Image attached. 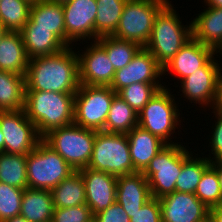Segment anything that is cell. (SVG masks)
<instances>
[{
    "label": "cell",
    "mask_w": 222,
    "mask_h": 222,
    "mask_svg": "<svg viewBox=\"0 0 222 222\" xmlns=\"http://www.w3.org/2000/svg\"><path fill=\"white\" fill-rule=\"evenodd\" d=\"M72 49L73 45L56 54L29 59L25 90L76 93L80 87L79 59Z\"/></svg>",
    "instance_id": "cell-1"
},
{
    "label": "cell",
    "mask_w": 222,
    "mask_h": 222,
    "mask_svg": "<svg viewBox=\"0 0 222 222\" xmlns=\"http://www.w3.org/2000/svg\"><path fill=\"white\" fill-rule=\"evenodd\" d=\"M75 93L25 90L24 111L41 138L51 130L73 124Z\"/></svg>",
    "instance_id": "cell-2"
},
{
    "label": "cell",
    "mask_w": 222,
    "mask_h": 222,
    "mask_svg": "<svg viewBox=\"0 0 222 222\" xmlns=\"http://www.w3.org/2000/svg\"><path fill=\"white\" fill-rule=\"evenodd\" d=\"M174 8L169 1L158 12L145 46L162 67L192 38V22L183 25Z\"/></svg>",
    "instance_id": "cell-3"
},
{
    "label": "cell",
    "mask_w": 222,
    "mask_h": 222,
    "mask_svg": "<svg viewBox=\"0 0 222 222\" xmlns=\"http://www.w3.org/2000/svg\"><path fill=\"white\" fill-rule=\"evenodd\" d=\"M96 131L76 124L51 130L42 139L52 147L72 168L79 171L88 167Z\"/></svg>",
    "instance_id": "cell-4"
},
{
    "label": "cell",
    "mask_w": 222,
    "mask_h": 222,
    "mask_svg": "<svg viewBox=\"0 0 222 222\" xmlns=\"http://www.w3.org/2000/svg\"><path fill=\"white\" fill-rule=\"evenodd\" d=\"M28 188L52 190L71 175L73 168L43 139L27 154Z\"/></svg>",
    "instance_id": "cell-5"
},
{
    "label": "cell",
    "mask_w": 222,
    "mask_h": 222,
    "mask_svg": "<svg viewBox=\"0 0 222 222\" xmlns=\"http://www.w3.org/2000/svg\"><path fill=\"white\" fill-rule=\"evenodd\" d=\"M175 100L169 88L159 89L139 112L138 126L159 137L166 144H175L171 137L182 122L179 112L181 110Z\"/></svg>",
    "instance_id": "cell-6"
},
{
    "label": "cell",
    "mask_w": 222,
    "mask_h": 222,
    "mask_svg": "<svg viewBox=\"0 0 222 222\" xmlns=\"http://www.w3.org/2000/svg\"><path fill=\"white\" fill-rule=\"evenodd\" d=\"M88 168L115 176L136 173L131 161L127 135L96 131Z\"/></svg>",
    "instance_id": "cell-7"
},
{
    "label": "cell",
    "mask_w": 222,
    "mask_h": 222,
    "mask_svg": "<svg viewBox=\"0 0 222 222\" xmlns=\"http://www.w3.org/2000/svg\"><path fill=\"white\" fill-rule=\"evenodd\" d=\"M170 0H127L118 27L112 36L145 47L155 16Z\"/></svg>",
    "instance_id": "cell-8"
},
{
    "label": "cell",
    "mask_w": 222,
    "mask_h": 222,
    "mask_svg": "<svg viewBox=\"0 0 222 222\" xmlns=\"http://www.w3.org/2000/svg\"><path fill=\"white\" fill-rule=\"evenodd\" d=\"M110 86L80 84L74 98V124L103 131L114 96Z\"/></svg>",
    "instance_id": "cell-9"
},
{
    "label": "cell",
    "mask_w": 222,
    "mask_h": 222,
    "mask_svg": "<svg viewBox=\"0 0 222 222\" xmlns=\"http://www.w3.org/2000/svg\"><path fill=\"white\" fill-rule=\"evenodd\" d=\"M184 146L178 142L167 144L142 172L148 181L153 198L171 194L184 164Z\"/></svg>",
    "instance_id": "cell-10"
},
{
    "label": "cell",
    "mask_w": 222,
    "mask_h": 222,
    "mask_svg": "<svg viewBox=\"0 0 222 222\" xmlns=\"http://www.w3.org/2000/svg\"><path fill=\"white\" fill-rule=\"evenodd\" d=\"M0 130L4 135V152L27 155L42 139L24 109L0 111Z\"/></svg>",
    "instance_id": "cell-11"
},
{
    "label": "cell",
    "mask_w": 222,
    "mask_h": 222,
    "mask_svg": "<svg viewBox=\"0 0 222 222\" xmlns=\"http://www.w3.org/2000/svg\"><path fill=\"white\" fill-rule=\"evenodd\" d=\"M215 58L213 56L202 68L180 81L183 96L190 103L202 105L201 108L213 109L217 104L222 68Z\"/></svg>",
    "instance_id": "cell-12"
},
{
    "label": "cell",
    "mask_w": 222,
    "mask_h": 222,
    "mask_svg": "<svg viewBox=\"0 0 222 222\" xmlns=\"http://www.w3.org/2000/svg\"><path fill=\"white\" fill-rule=\"evenodd\" d=\"M65 19V46L76 41H95L96 0H71L62 5ZM73 42V43H72Z\"/></svg>",
    "instance_id": "cell-13"
},
{
    "label": "cell",
    "mask_w": 222,
    "mask_h": 222,
    "mask_svg": "<svg viewBox=\"0 0 222 222\" xmlns=\"http://www.w3.org/2000/svg\"><path fill=\"white\" fill-rule=\"evenodd\" d=\"M162 76L163 67L142 47L127 66L115 71L110 87L118 93L122 88L134 83H160Z\"/></svg>",
    "instance_id": "cell-14"
},
{
    "label": "cell",
    "mask_w": 222,
    "mask_h": 222,
    "mask_svg": "<svg viewBox=\"0 0 222 222\" xmlns=\"http://www.w3.org/2000/svg\"><path fill=\"white\" fill-rule=\"evenodd\" d=\"M162 222H208L209 211L192 193L174 191L159 199Z\"/></svg>",
    "instance_id": "cell-15"
},
{
    "label": "cell",
    "mask_w": 222,
    "mask_h": 222,
    "mask_svg": "<svg viewBox=\"0 0 222 222\" xmlns=\"http://www.w3.org/2000/svg\"><path fill=\"white\" fill-rule=\"evenodd\" d=\"M84 48L83 53L77 51L80 84L110 86L115 69L106 51L96 41Z\"/></svg>",
    "instance_id": "cell-16"
},
{
    "label": "cell",
    "mask_w": 222,
    "mask_h": 222,
    "mask_svg": "<svg viewBox=\"0 0 222 222\" xmlns=\"http://www.w3.org/2000/svg\"><path fill=\"white\" fill-rule=\"evenodd\" d=\"M79 172L85 184L86 204L93 216L116 202L117 176L88 167Z\"/></svg>",
    "instance_id": "cell-17"
},
{
    "label": "cell",
    "mask_w": 222,
    "mask_h": 222,
    "mask_svg": "<svg viewBox=\"0 0 222 222\" xmlns=\"http://www.w3.org/2000/svg\"><path fill=\"white\" fill-rule=\"evenodd\" d=\"M217 52L193 37L163 66V75L176 74L181 81L202 68ZM171 72V73H169Z\"/></svg>",
    "instance_id": "cell-18"
},
{
    "label": "cell",
    "mask_w": 222,
    "mask_h": 222,
    "mask_svg": "<svg viewBox=\"0 0 222 222\" xmlns=\"http://www.w3.org/2000/svg\"><path fill=\"white\" fill-rule=\"evenodd\" d=\"M151 198L148 181L142 172L117 176L116 202L129 218Z\"/></svg>",
    "instance_id": "cell-19"
},
{
    "label": "cell",
    "mask_w": 222,
    "mask_h": 222,
    "mask_svg": "<svg viewBox=\"0 0 222 222\" xmlns=\"http://www.w3.org/2000/svg\"><path fill=\"white\" fill-rule=\"evenodd\" d=\"M126 135L131 161L137 172H143L150 161L167 145L159 137L140 126L134 127Z\"/></svg>",
    "instance_id": "cell-20"
},
{
    "label": "cell",
    "mask_w": 222,
    "mask_h": 222,
    "mask_svg": "<svg viewBox=\"0 0 222 222\" xmlns=\"http://www.w3.org/2000/svg\"><path fill=\"white\" fill-rule=\"evenodd\" d=\"M192 22V37L222 53V8L207 6Z\"/></svg>",
    "instance_id": "cell-21"
},
{
    "label": "cell",
    "mask_w": 222,
    "mask_h": 222,
    "mask_svg": "<svg viewBox=\"0 0 222 222\" xmlns=\"http://www.w3.org/2000/svg\"><path fill=\"white\" fill-rule=\"evenodd\" d=\"M23 28L50 29L65 45V19L63 6L49 0H43L31 6L30 17Z\"/></svg>",
    "instance_id": "cell-22"
},
{
    "label": "cell",
    "mask_w": 222,
    "mask_h": 222,
    "mask_svg": "<svg viewBox=\"0 0 222 222\" xmlns=\"http://www.w3.org/2000/svg\"><path fill=\"white\" fill-rule=\"evenodd\" d=\"M28 63L21 33L8 31L0 39V71L26 75Z\"/></svg>",
    "instance_id": "cell-23"
},
{
    "label": "cell",
    "mask_w": 222,
    "mask_h": 222,
    "mask_svg": "<svg viewBox=\"0 0 222 222\" xmlns=\"http://www.w3.org/2000/svg\"><path fill=\"white\" fill-rule=\"evenodd\" d=\"M53 211L51 190L24 189L20 215L28 222H51Z\"/></svg>",
    "instance_id": "cell-24"
},
{
    "label": "cell",
    "mask_w": 222,
    "mask_h": 222,
    "mask_svg": "<svg viewBox=\"0 0 222 222\" xmlns=\"http://www.w3.org/2000/svg\"><path fill=\"white\" fill-rule=\"evenodd\" d=\"M19 32L21 33L29 59L56 54L66 48V46L50 32V29L22 28Z\"/></svg>",
    "instance_id": "cell-25"
},
{
    "label": "cell",
    "mask_w": 222,
    "mask_h": 222,
    "mask_svg": "<svg viewBox=\"0 0 222 222\" xmlns=\"http://www.w3.org/2000/svg\"><path fill=\"white\" fill-rule=\"evenodd\" d=\"M54 208H70L86 204L84 180L79 171L61 181L51 190Z\"/></svg>",
    "instance_id": "cell-26"
},
{
    "label": "cell",
    "mask_w": 222,
    "mask_h": 222,
    "mask_svg": "<svg viewBox=\"0 0 222 222\" xmlns=\"http://www.w3.org/2000/svg\"><path fill=\"white\" fill-rule=\"evenodd\" d=\"M25 88V75L0 71V111L23 109Z\"/></svg>",
    "instance_id": "cell-27"
},
{
    "label": "cell",
    "mask_w": 222,
    "mask_h": 222,
    "mask_svg": "<svg viewBox=\"0 0 222 222\" xmlns=\"http://www.w3.org/2000/svg\"><path fill=\"white\" fill-rule=\"evenodd\" d=\"M189 149L184 147V164L182 165L180 175L177 178L175 191L195 194L197 185L200 182L204 171L211 165L207 157H195Z\"/></svg>",
    "instance_id": "cell-28"
},
{
    "label": "cell",
    "mask_w": 222,
    "mask_h": 222,
    "mask_svg": "<svg viewBox=\"0 0 222 222\" xmlns=\"http://www.w3.org/2000/svg\"><path fill=\"white\" fill-rule=\"evenodd\" d=\"M95 41L116 31L127 0H96Z\"/></svg>",
    "instance_id": "cell-29"
},
{
    "label": "cell",
    "mask_w": 222,
    "mask_h": 222,
    "mask_svg": "<svg viewBox=\"0 0 222 222\" xmlns=\"http://www.w3.org/2000/svg\"><path fill=\"white\" fill-rule=\"evenodd\" d=\"M136 126H138V114L116 94L108 112L103 131L127 134Z\"/></svg>",
    "instance_id": "cell-30"
},
{
    "label": "cell",
    "mask_w": 222,
    "mask_h": 222,
    "mask_svg": "<svg viewBox=\"0 0 222 222\" xmlns=\"http://www.w3.org/2000/svg\"><path fill=\"white\" fill-rule=\"evenodd\" d=\"M27 155L0 151V182L20 189L28 188Z\"/></svg>",
    "instance_id": "cell-31"
},
{
    "label": "cell",
    "mask_w": 222,
    "mask_h": 222,
    "mask_svg": "<svg viewBox=\"0 0 222 222\" xmlns=\"http://www.w3.org/2000/svg\"><path fill=\"white\" fill-rule=\"evenodd\" d=\"M96 42L106 51L115 71L127 66L142 48L139 44L114 36H103Z\"/></svg>",
    "instance_id": "cell-32"
},
{
    "label": "cell",
    "mask_w": 222,
    "mask_h": 222,
    "mask_svg": "<svg viewBox=\"0 0 222 222\" xmlns=\"http://www.w3.org/2000/svg\"><path fill=\"white\" fill-rule=\"evenodd\" d=\"M31 5L23 0H0V21L8 31H20L30 17Z\"/></svg>",
    "instance_id": "cell-33"
},
{
    "label": "cell",
    "mask_w": 222,
    "mask_h": 222,
    "mask_svg": "<svg viewBox=\"0 0 222 222\" xmlns=\"http://www.w3.org/2000/svg\"><path fill=\"white\" fill-rule=\"evenodd\" d=\"M195 195L209 209L222 204L219 178L211 165L202 174Z\"/></svg>",
    "instance_id": "cell-34"
},
{
    "label": "cell",
    "mask_w": 222,
    "mask_h": 222,
    "mask_svg": "<svg viewBox=\"0 0 222 222\" xmlns=\"http://www.w3.org/2000/svg\"><path fill=\"white\" fill-rule=\"evenodd\" d=\"M163 87L165 86L161 83H134L122 88L117 95L139 114L148 101Z\"/></svg>",
    "instance_id": "cell-35"
},
{
    "label": "cell",
    "mask_w": 222,
    "mask_h": 222,
    "mask_svg": "<svg viewBox=\"0 0 222 222\" xmlns=\"http://www.w3.org/2000/svg\"><path fill=\"white\" fill-rule=\"evenodd\" d=\"M23 192L24 189L0 182V222L20 215Z\"/></svg>",
    "instance_id": "cell-36"
},
{
    "label": "cell",
    "mask_w": 222,
    "mask_h": 222,
    "mask_svg": "<svg viewBox=\"0 0 222 222\" xmlns=\"http://www.w3.org/2000/svg\"><path fill=\"white\" fill-rule=\"evenodd\" d=\"M94 216L87 204L70 208H54L51 222H93Z\"/></svg>",
    "instance_id": "cell-37"
},
{
    "label": "cell",
    "mask_w": 222,
    "mask_h": 222,
    "mask_svg": "<svg viewBox=\"0 0 222 222\" xmlns=\"http://www.w3.org/2000/svg\"><path fill=\"white\" fill-rule=\"evenodd\" d=\"M130 222H162L159 199L152 197L140 210L131 214Z\"/></svg>",
    "instance_id": "cell-38"
},
{
    "label": "cell",
    "mask_w": 222,
    "mask_h": 222,
    "mask_svg": "<svg viewBox=\"0 0 222 222\" xmlns=\"http://www.w3.org/2000/svg\"><path fill=\"white\" fill-rule=\"evenodd\" d=\"M215 115V119H217L215 121V125H212V130L211 131V138H210V142H209V146H211V151L210 153H212L213 157L211 156V154L209 153V157H207L210 161H214V160H222V112H220L219 110L213 108V112ZM212 157V159H211Z\"/></svg>",
    "instance_id": "cell-39"
},
{
    "label": "cell",
    "mask_w": 222,
    "mask_h": 222,
    "mask_svg": "<svg viewBox=\"0 0 222 222\" xmlns=\"http://www.w3.org/2000/svg\"><path fill=\"white\" fill-rule=\"evenodd\" d=\"M93 222H130V218L117 202L94 216Z\"/></svg>",
    "instance_id": "cell-40"
},
{
    "label": "cell",
    "mask_w": 222,
    "mask_h": 222,
    "mask_svg": "<svg viewBox=\"0 0 222 222\" xmlns=\"http://www.w3.org/2000/svg\"><path fill=\"white\" fill-rule=\"evenodd\" d=\"M209 221L210 222H222V204L210 209Z\"/></svg>",
    "instance_id": "cell-41"
},
{
    "label": "cell",
    "mask_w": 222,
    "mask_h": 222,
    "mask_svg": "<svg viewBox=\"0 0 222 222\" xmlns=\"http://www.w3.org/2000/svg\"><path fill=\"white\" fill-rule=\"evenodd\" d=\"M211 166L216 170L218 178H219V183H220V189L222 192V160H214L211 161Z\"/></svg>",
    "instance_id": "cell-42"
},
{
    "label": "cell",
    "mask_w": 222,
    "mask_h": 222,
    "mask_svg": "<svg viewBox=\"0 0 222 222\" xmlns=\"http://www.w3.org/2000/svg\"><path fill=\"white\" fill-rule=\"evenodd\" d=\"M215 109L222 112V72H221L220 80H219V94H218V100H217Z\"/></svg>",
    "instance_id": "cell-43"
},
{
    "label": "cell",
    "mask_w": 222,
    "mask_h": 222,
    "mask_svg": "<svg viewBox=\"0 0 222 222\" xmlns=\"http://www.w3.org/2000/svg\"><path fill=\"white\" fill-rule=\"evenodd\" d=\"M205 6L222 8V0H204Z\"/></svg>",
    "instance_id": "cell-44"
},
{
    "label": "cell",
    "mask_w": 222,
    "mask_h": 222,
    "mask_svg": "<svg viewBox=\"0 0 222 222\" xmlns=\"http://www.w3.org/2000/svg\"><path fill=\"white\" fill-rule=\"evenodd\" d=\"M4 222H28L23 216L18 215L13 218L7 219Z\"/></svg>",
    "instance_id": "cell-45"
},
{
    "label": "cell",
    "mask_w": 222,
    "mask_h": 222,
    "mask_svg": "<svg viewBox=\"0 0 222 222\" xmlns=\"http://www.w3.org/2000/svg\"><path fill=\"white\" fill-rule=\"evenodd\" d=\"M8 32L4 25L0 21V39Z\"/></svg>",
    "instance_id": "cell-46"
},
{
    "label": "cell",
    "mask_w": 222,
    "mask_h": 222,
    "mask_svg": "<svg viewBox=\"0 0 222 222\" xmlns=\"http://www.w3.org/2000/svg\"><path fill=\"white\" fill-rule=\"evenodd\" d=\"M4 135L2 134L1 130H0V151L4 152Z\"/></svg>",
    "instance_id": "cell-47"
},
{
    "label": "cell",
    "mask_w": 222,
    "mask_h": 222,
    "mask_svg": "<svg viewBox=\"0 0 222 222\" xmlns=\"http://www.w3.org/2000/svg\"><path fill=\"white\" fill-rule=\"evenodd\" d=\"M49 1H51L53 3H58L60 5H64V4L68 3V2H70L71 0H49Z\"/></svg>",
    "instance_id": "cell-48"
}]
</instances>
